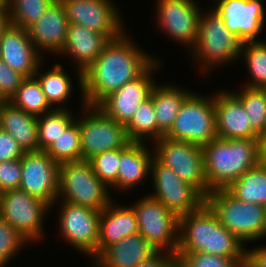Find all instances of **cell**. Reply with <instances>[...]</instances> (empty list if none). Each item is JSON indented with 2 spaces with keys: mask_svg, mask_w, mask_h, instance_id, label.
<instances>
[{
  "mask_svg": "<svg viewBox=\"0 0 266 267\" xmlns=\"http://www.w3.org/2000/svg\"><path fill=\"white\" fill-rule=\"evenodd\" d=\"M165 137L203 147L217 138L214 95L192 92L182 103L171 130Z\"/></svg>",
  "mask_w": 266,
  "mask_h": 267,
  "instance_id": "52a82bcc",
  "label": "cell"
},
{
  "mask_svg": "<svg viewBox=\"0 0 266 267\" xmlns=\"http://www.w3.org/2000/svg\"><path fill=\"white\" fill-rule=\"evenodd\" d=\"M131 206L135 210L139 233L157 250L176 254L179 245V218L149 195Z\"/></svg>",
  "mask_w": 266,
  "mask_h": 267,
  "instance_id": "7c38bea8",
  "label": "cell"
},
{
  "mask_svg": "<svg viewBox=\"0 0 266 267\" xmlns=\"http://www.w3.org/2000/svg\"><path fill=\"white\" fill-rule=\"evenodd\" d=\"M29 242L0 216V267L9 265L11 259ZM8 263V264H7Z\"/></svg>",
  "mask_w": 266,
  "mask_h": 267,
  "instance_id": "74e56055",
  "label": "cell"
},
{
  "mask_svg": "<svg viewBox=\"0 0 266 267\" xmlns=\"http://www.w3.org/2000/svg\"><path fill=\"white\" fill-rule=\"evenodd\" d=\"M1 6H8V0H0V7Z\"/></svg>",
  "mask_w": 266,
  "mask_h": 267,
  "instance_id": "c3c4849f",
  "label": "cell"
},
{
  "mask_svg": "<svg viewBox=\"0 0 266 267\" xmlns=\"http://www.w3.org/2000/svg\"><path fill=\"white\" fill-rule=\"evenodd\" d=\"M167 251H158L151 258L143 261L137 267H176V256Z\"/></svg>",
  "mask_w": 266,
  "mask_h": 267,
  "instance_id": "7bdbcfd3",
  "label": "cell"
},
{
  "mask_svg": "<svg viewBox=\"0 0 266 267\" xmlns=\"http://www.w3.org/2000/svg\"><path fill=\"white\" fill-rule=\"evenodd\" d=\"M111 40L103 33L90 30L79 25H68L66 41L62 51L58 54L70 56L77 67V80L82 91V73L102 53ZM66 54V55H65Z\"/></svg>",
  "mask_w": 266,
  "mask_h": 267,
  "instance_id": "7402d4cb",
  "label": "cell"
},
{
  "mask_svg": "<svg viewBox=\"0 0 266 267\" xmlns=\"http://www.w3.org/2000/svg\"><path fill=\"white\" fill-rule=\"evenodd\" d=\"M24 153L15 139L0 129V162L21 159Z\"/></svg>",
  "mask_w": 266,
  "mask_h": 267,
  "instance_id": "b9f144b4",
  "label": "cell"
},
{
  "mask_svg": "<svg viewBox=\"0 0 266 267\" xmlns=\"http://www.w3.org/2000/svg\"><path fill=\"white\" fill-rule=\"evenodd\" d=\"M82 113V118H76L80 128L82 160L125 147L130 142L125 125L107 116L97 106L84 105Z\"/></svg>",
  "mask_w": 266,
  "mask_h": 267,
  "instance_id": "9c48e42d",
  "label": "cell"
},
{
  "mask_svg": "<svg viewBox=\"0 0 266 267\" xmlns=\"http://www.w3.org/2000/svg\"><path fill=\"white\" fill-rule=\"evenodd\" d=\"M154 17L160 28L175 43L190 50L197 42L202 9L195 0H157Z\"/></svg>",
  "mask_w": 266,
  "mask_h": 267,
  "instance_id": "5bb4252c",
  "label": "cell"
},
{
  "mask_svg": "<svg viewBox=\"0 0 266 267\" xmlns=\"http://www.w3.org/2000/svg\"><path fill=\"white\" fill-rule=\"evenodd\" d=\"M22 178L19 189L51 206L57 201L59 166L45 151H29L20 159Z\"/></svg>",
  "mask_w": 266,
  "mask_h": 267,
  "instance_id": "2e32d148",
  "label": "cell"
},
{
  "mask_svg": "<svg viewBox=\"0 0 266 267\" xmlns=\"http://www.w3.org/2000/svg\"><path fill=\"white\" fill-rule=\"evenodd\" d=\"M113 200L100 214L97 257L109 246L127 236L139 233L135 210L132 206H118Z\"/></svg>",
  "mask_w": 266,
  "mask_h": 267,
  "instance_id": "603a6c76",
  "label": "cell"
},
{
  "mask_svg": "<svg viewBox=\"0 0 266 267\" xmlns=\"http://www.w3.org/2000/svg\"><path fill=\"white\" fill-rule=\"evenodd\" d=\"M110 188L95 175L88 160L62 163L59 166V189L57 201L85 206L102 211L113 199Z\"/></svg>",
  "mask_w": 266,
  "mask_h": 267,
  "instance_id": "8992f818",
  "label": "cell"
},
{
  "mask_svg": "<svg viewBox=\"0 0 266 267\" xmlns=\"http://www.w3.org/2000/svg\"><path fill=\"white\" fill-rule=\"evenodd\" d=\"M208 10L210 12L201 13L197 42L189 51L202 73H209L225 62L239 60L243 45V41L224 24L223 18L213 8Z\"/></svg>",
  "mask_w": 266,
  "mask_h": 267,
  "instance_id": "277c9868",
  "label": "cell"
},
{
  "mask_svg": "<svg viewBox=\"0 0 266 267\" xmlns=\"http://www.w3.org/2000/svg\"><path fill=\"white\" fill-rule=\"evenodd\" d=\"M239 60L244 57L251 80L244 87L266 89V41L243 42ZM242 57V58H241Z\"/></svg>",
  "mask_w": 266,
  "mask_h": 267,
  "instance_id": "836d02e7",
  "label": "cell"
},
{
  "mask_svg": "<svg viewBox=\"0 0 266 267\" xmlns=\"http://www.w3.org/2000/svg\"><path fill=\"white\" fill-rule=\"evenodd\" d=\"M208 194L215 189H226L245 171L262 160L261 138H215L203 147Z\"/></svg>",
  "mask_w": 266,
  "mask_h": 267,
  "instance_id": "3957f363",
  "label": "cell"
},
{
  "mask_svg": "<svg viewBox=\"0 0 266 267\" xmlns=\"http://www.w3.org/2000/svg\"><path fill=\"white\" fill-rule=\"evenodd\" d=\"M124 32L111 40L82 73V106H97L125 83L140 77L158 58L132 43Z\"/></svg>",
  "mask_w": 266,
  "mask_h": 267,
  "instance_id": "6da1fadb",
  "label": "cell"
},
{
  "mask_svg": "<svg viewBox=\"0 0 266 267\" xmlns=\"http://www.w3.org/2000/svg\"><path fill=\"white\" fill-rule=\"evenodd\" d=\"M43 55L31 42L27 29L11 25L0 38V58L25 78L34 77Z\"/></svg>",
  "mask_w": 266,
  "mask_h": 267,
  "instance_id": "d6986e66",
  "label": "cell"
},
{
  "mask_svg": "<svg viewBox=\"0 0 266 267\" xmlns=\"http://www.w3.org/2000/svg\"><path fill=\"white\" fill-rule=\"evenodd\" d=\"M6 100L2 97V95L0 94V105L5 102Z\"/></svg>",
  "mask_w": 266,
  "mask_h": 267,
  "instance_id": "681fc988",
  "label": "cell"
},
{
  "mask_svg": "<svg viewBox=\"0 0 266 267\" xmlns=\"http://www.w3.org/2000/svg\"><path fill=\"white\" fill-rule=\"evenodd\" d=\"M61 2L69 24L101 32L110 40L120 37L125 31L119 9L111 0H61Z\"/></svg>",
  "mask_w": 266,
  "mask_h": 267,
  "instance_id": "9a60e30c",
  "label": "cell"
},
{
  "mask_svg": "<svg viewBox=\"0 0 266 267\" xmlns=\"http://www.w3.org/2000/svg\"><path fill=\"white\" fill-rule=\"evenodd\" d=\"M45 152L57 163L82 160L79 123L75 120Z\"/></svg>",
  "mask_w": 266,
  "mask_h": 267,
  "instance_id": "e575fe53",
  "label": "cell"
},
{
  "mask_svg": "<svg viewBox=\"0 0 266 267\" xmlns=\"http://www.w3.org/2000/svg\"><path fill=\"white\" fill-rule=\"evenodd\" d=\"M213 3L216 4L213 9L232 33L243 42L259 41L266 20L263 0H213Z\"/></svg>",
  "mask_w": 266,
  "mask_h": 267,
  "instance_id": "ac0fdd59",
  "label": "cell"
},
{
  "mask_svg": "<svg viewBox=\"0 0 266 267\" xmlns=\"http://www.w3.org/2000/svg\"><path fill=\"white\" fill-rule=\"evenodd\" d=\"M206 204L219 222L244 245L266 237V207L239 201L226 189L212 190Z\"/></svg>",
  "mask_w": 266,
  "mask_h": 267,
  "instance_id": "5b68a950",
  "label": "cell"
},
{
  "mask_svg": "<svg viewBox=\"0 0 266 267\" xmlns=\"http://www.w3.org/2000/svg\"><path fill=\"white\" fill-rule=\"evenodd\" d=\"M226 190L239 201L266 207V160L245 171Z\"/></svg>",
  "mask_w": 266,
  "mask_h": 267,
  "instance_id": "83f0119b",
  "label": "cell"
},
{
  "mask_svg": "<svg viewBox=\"0 0 266 267\" xmlns=\"http://www.w3.org/2000/svg\"><path fill=\"white\" fill-rule=\"evenodd\" d=\"M120 159L121 148L96 154L88 161L95 175L109 188L117 181Z\"/></svg>",
  "mask_w": 266,
  "mask_h": 267,
  "instance_id": "8d00e7d4",
  "label": "cell"
},
{
  "mask_svg": "<svg viewBox=\"0 0 266 267\" xmlns=\"http://www.w3.org/2000/svg\"><path fill=\"white\" fill-rule=\"evenodd\" d=\"M9 101L26 113L35 116H40L53 110L46 99L40 82L35 76L25 78Z\"/></svg>",
  "mask_w": 266,
  "mask_h": 267,
  "instance_id": "1f68e13d",
  "label": "cell"
},
{
  "mask_svg": "<svg viewBox=\"0 0 266 267\" xmlns=\"http://www.w3.org/2000/svg\"><path fill=\"white\" fill-rule=\"evenodd\" d=\"M153 145L154 156L162 164L171 168L181 180L196 187L205 197L208 195L204 152L201 146L165 136Z\"/></svg>",
  "mask_w": 266,
  "mask_h": 267,
  "instance_id": "30bf717a",
  "label": "cell"
},
{
  "mask_svg": "<svg viewBox=\"0 0 266 267\" xmlns=\"http://www.w3.org/2000/svg\"><path fill=\"white\" fill-rule=\"evenodd\" d=\"M261 145H262V157L266 160V133L261 138Z\"/></svg>",
  "mask_w": 266,
  "mask_h": 267,
  "instance_id": "7dc6e473",
  "label": "cell"
},
{
  "mask_svg": "<svg viewBox=\"0 0 266 267\" xmlns=\"http://www.w3.org/2000/svg\"><path fill=\"white\" fill-rule=\"evenodd\" d=\"M57 210H60L58 223L64 240L94 261L97 258L101 211L66 201H61Z\"/></svg>",
  "mask_w": 266,
  "mask_h": 267,
  "instance_id": "4fadbf2b",
  "label": "cell"
},
{
  "mask_svg": "<svg viewBox=\"0 0 266 267\" xmlns=\"http://www.w3.org/2000/svg\"><path fill=\"white\" fill-rule=\"evenodd\" d=\"M150 173L155 192L149 196L160 201L178 218L199 210L206 203V197L196 187L181 180L155 156L151 162Z\"/></svg>",
  "mask_w": 266,
  "mask_h": 267,
  "instance_id": "8fae6325",
  "label": "cell"
},
{
  "mask_svg": "<svg viewBox=\"0 0 266 267\" xmlns=\"http://www.w3.org/2000/svg\"><path fill=\"white\" fill-rule=\"evenodd\" d=\"M12 25L8 6L0 7V38L2 34Z\"/></svg>",
  "mask_w": 266,
  "mask_h": 267,
  "instance_id": "f6af8a7d",
  "label": "cell"
},
{
  "mask_svg": "<svg viewBox=\"0 0 266 267\" xmlns=\"http://www.w3.org/2000/svg\"><path fill=\"white\" fill-rule=\"evenodd\" d=\"M42 64L39 65L35 77L40 82L48 103L53 109H65V103L73 94V79L70 78L60 63H56L51 70L49 68L44 73L40 71Z\"/></svg>",
  "mask_w": 266,
  "mask_h": 267,
  "instance_id": "f1b7e54d",
  "label": "cell"
},
{
  "mask_svg": "<svg viewBox=\"0 0 266 267\" xmlns=\"http://www.w3.org/2000/svg\"><path fill=\"white\" fill-rule=\"evenodd\" d=\"M216 133L222 139L261 138L252 128L241 101L230 91L214 95Z\"/></svg>",
  "mask_w": 266,
  "mask_h": 267,
  "instance_id": "ffe728a7",
  "label": "cell"
},
{
  "mask_svg": "<svg viewBox=\"0 0 266 267\" xmlns=\"http://www.w3.org/2000/svg\"><path fill=\"white\" fill-rule=\"evenodd\" d=\"M246 255L258 266L266 267V245L246 250Z\"/></svg>",
  "mask_w": 266,
  "mask_h": 267,
  "instance_id": "ee69618b",
  "label": "cell"
},
{
  "mask_svg": "<svg viewBox=\"0 0 266 267\" xmlns=\"http://www.w3.org/2000/svg\"><path fill=\"white\" fill-rule=\"evenodd\" d=\"M71 112L66 107L37 116L38 151H45L76 120Z\"/></svg>",
  "mask_w": 266,
  "mask_h": 267,
  "instance_id": "4dcf8cb0",
  "label": "cell"
},
{
  "mask_svg": "<svg viewBox=\"0 0 266 267\" xmlns=\"http://www.w3.org/2000/svg\"><path fill=\"white\" fill-rule=\"evenodd\" d=\"M54 0H8L13 25L28 29Z\"/></svg>",
  "mask_w": 266,
  "mask_h": 267,
  "instance_id": "d590c367",
  "label": "cell"
},
{
  "mask_svg": "<svg viewBox=\"0 0 266 267\" xmlns=\"http://www.w3.org/2000/svg\"><path fill=\"white\" fill-rule=\"evenodd\" d=\"M22 178L21 163L18 160L0 162V192L19 189Z\"/></svg>",
  "mask_w": 266,
  "mask_h": 267,
  "instance_id": "ab89813d",
  "label": "cell"
},
{
  "mask_svg": "<svg viewBox=\"0 0 266 267\" xmlns=\"http://www.w3.org/2000/svg\"><path fill=\"white\" fill-rule=\"evenodd\" d=\"M24 79L23 75L12 70L0 58V94L6 101L15 94Z\"/></svg>",
  "mask_w": 266,
  "mask_h": 267,
  "instance_id": "60d3db41",
  "label": "cell"
},
{
  "mask_svg": "<svg viewBox=\"0 0 266 267\" xmlns=\"http://www.w3.org/2000/svg\"><path fill=\"white\" fill-rule=\"evenodd\" d=\"M231 91L242 103L251 128L262 138L266 133V89L243 87Z\"/></svg>",
  "mask_w": 266,
  "mask_h": 267,
  "instance_id": "d6a6232c",
  "label": "cell"
},
{
  "mask_svg": "<svg viewBox=\"0 0 266 267\" xmlns=\"http://www.w3.org/2000/svg\"><path fill=\"white\" fill-rule=\"evenodd\" d=\"M238 267H258L247 255L239 262Z\"/></svg>",
  "mask_w": 266,
  "mask_h": 267,
  "instance_id": "bcb514c9",
  "label": "cell"
},
{
  "mask_svg": "<svg viewBox=\"0 0 266 267\" xmlns=\"http://www.w3.org/2000/svg\"><path fill=\"white\" fill-rule=\"evenodd\" d=\"M0 129L9 133L25 151H38L37 116L5 101L0 105Z\"/></svg>",
  "mask_w": 266,
  "mask_h": 267,
  "instance_id": "484cf974",
  "label": "cell"
},
{
  "mask_svg": "<svg viewBox=\"0 0 266 267\" xmlns=\"http://www.w3.org/2000/svg\"><path fill=\"white\" fill-rule=\"evenodd\" d=\"M156 60L140 77L125 83L120 89L104 98L97 107L118 123L126 125L141 103L150 98L156 85L153 75L160 68ZM154 72V73H153Z\"/></svg>",
  "mask_w": 266,
  "mask_h": 267,
  "instance_id": "e0dca14e",
  "label": "cell"
},
{
  "mask_svg": "<svg viewBox=\"0 0 266 267\" xmlns=\"http://www.w3.org/2000/svg\"><path fill=\"white\" fill-rule=\"evenodd\" d=\"M68 25L61 0H54L27 30L31 42L42 55L47 52L58 55L64 47Z\"/></svg>",
  "mask_w": 266,
  "mask_h": 267,
  "instance_id": "44dd1931",
  "label": "cell"
},
{
  "mask_svg": "<svg viewBox=\"0 0 266 267\" xmlns=\"http://www.w3.org/2000/svg\"><path fill=\"white\" fill-rule=\"evenodd\" d=\"M156 83L151 92L155 116L158 125V139L165 136L172 128L184 100L193 92L174 84Z\"/></svg>",
  "mask_w": 266,
  "mask_h": 267,
  "instance_id": "4316f807",
  "label": "cell"
},
{
  "mask_svg": "<svg viewBox=\"0 0 266 267\" xmlns=\"http://www.w3.org/2000/svg\"><path fill=\"white\" fill-rule=\"evenodd\" d=\"M176 267H238L243 258L222 257L203 252H176Z\"/></svg>",
  "mask_w": 266,
  "mask_h": 267,
  "instance_id": "f35d334b",
  "label": "cell"
},
{
  "mask_svg": "<svg viewBox=\"0 0 266 267\" xmlns=\"http://www.w3.org/2000/svg\"><path fill=\"white\" fill-rule=\"evenodd\" d=\"M158 251L140 233H137L107 247L93 261V267H137Z\"/></svg>",
  "mask_w": 266,
  "mask_h": 267,
  "instance_id": "cb8c5ba5",
  "label": "cell"
},
{
  "mask_svg": "<svg viewBox=\"0 0 266 267\" xmlns=\"http://www.w3.org/2000/svg\"><path fill=\"white\" fill-rule=\"evenodd\" d=\"M125 129L130 142L147 143L152 140L153 143L158 140V125L151 96L139 105Z\"/></svg>",
  "mask_w": 266,
  "mask_h": 267,
  "instance_id": "f546056e",
  "label": "cell"
},
{
  "mask_svg": "<svg viewBox=\"0 0 266 267\" xmlns=\"http://www.w3.org/2000/svg\"><path fill=\"white\" fill-rule=\"evenodd\" d=\"M51 205L21 189L1 193L0 216L32 244L44 238V218Z\"/></svg>",
  "mask_w": 266,
  "mask_h": 267,
  "instance_id": "ba28073f",
  "label": "cell"
},
{
  "mask_svg": "<svg viewBox=\"0 0 266 267\" xmlns=\"http://www.w3.org/2000/svg\"><path fill=\"white\" fill-rule=\"evenodd\" d=\"M244 245L226 229L205 203L199 210L179 218V245L177 252H203L207 254L244 258Z\"/></svg>",
  "mask_w": 266,
  "mask_h": 267,
  "instance_id": "7a4b0ae2",
  "label": "cell"
},
{
  "mask_svg": "<svg viewBox=\"0 0 266 267\" xmlns=\"http://www.w3.org/2000/svg\"><path fill=\"white\" fill-rule=\"evenodd\" d=\"M149 148L146 143L141 142H129L121 148L120 167L117 181L112 186L113 190L116 188L117 191L132 190L148 178L154 157V150Z\"/></svg>",
  "mask_w": 266,
  "mask_h": 267,
  "instance_id": "d4e9b609",
  "label": "cell"
}]
</instances>
